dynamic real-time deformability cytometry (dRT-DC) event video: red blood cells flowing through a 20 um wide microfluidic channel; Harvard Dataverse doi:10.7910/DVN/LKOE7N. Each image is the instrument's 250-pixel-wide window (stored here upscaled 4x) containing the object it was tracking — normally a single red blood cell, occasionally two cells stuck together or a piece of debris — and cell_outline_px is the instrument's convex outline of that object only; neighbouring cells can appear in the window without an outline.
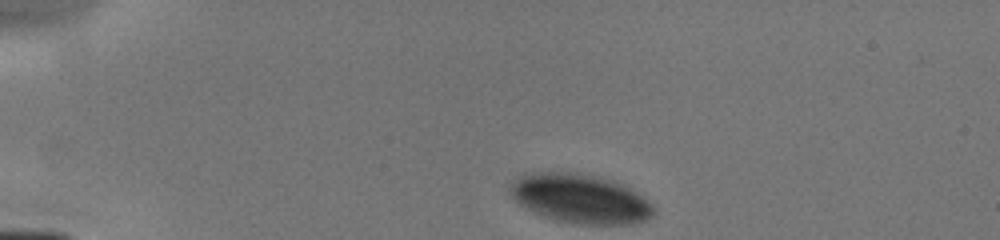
{"species": "human", "species_latin": "Homo sapiens", "temperature_condition": "cold", "stored_images_in_passage": 4, "camera_frame_rate_fps": 3000, "um_per_image_px": 0.085, "donor": {"sex": "male"}, "frame": {"image": 1, "passage_image": 1, "time_ms": 0.0, "image_size_px": [1000, 240], "cell_outline_px": [[656, 212], [652, 216], [644, 220], [628, 224], [572, 224], [556, 220], [544, 216], [520, 204], [508, 192], [508, 188], [512, 180], [524, 172], [572, 172], [596, 176], [612, 180], [624, 184], [644, 196], [652, 204]], "centroid_in_image_um": [49.31, 16.87], "position_along_channel_um": 35.7, "area_um2": 41.44}}
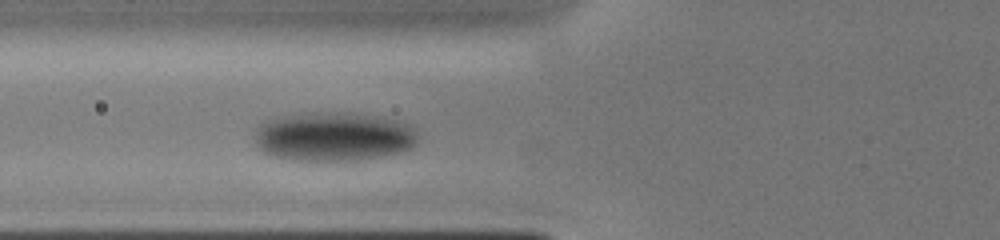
{"frame": {"image": 2, "passage_image": 4, "time_ms": 3.0, "image_size_px": [1000, 240], "cell_outline_px": [[420, 136], [416, 144], [400, 152], [360, 160], [292, 160], [276, 156], [264, 152], [256, 144], [256, 128], [260, 124], [268, 120], [284, 116], [312, 112], [320, 112], [364, 116], [396, 120], [408, 124]], "centroid_in_image_um": [28.35, 11.63], "position_along_channel_um": 97.4, "area_um2": 45.78}}